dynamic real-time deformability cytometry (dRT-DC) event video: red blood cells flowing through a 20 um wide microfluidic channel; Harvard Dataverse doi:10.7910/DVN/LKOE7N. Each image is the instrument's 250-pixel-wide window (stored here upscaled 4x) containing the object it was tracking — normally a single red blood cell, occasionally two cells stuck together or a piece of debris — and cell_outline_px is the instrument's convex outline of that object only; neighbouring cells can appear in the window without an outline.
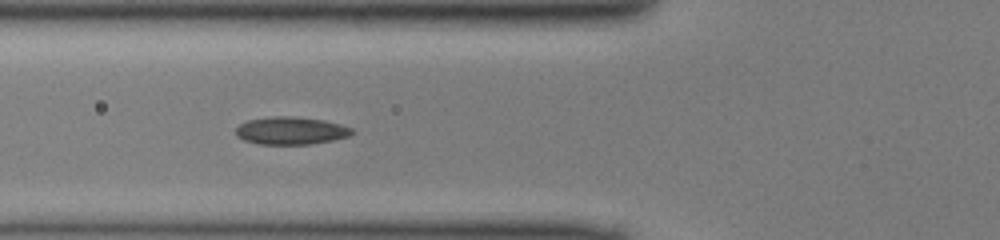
{"species": "common noctule bat (a hibernating species)", "species_latin": "Nyctalus noctula", "temperature_condition": "cold", "stored_images_in_passage": 30, "camera_frame_rate_fps": 3000, "um_per_image_px": 0.085, "animal": {"sex": "male", "body_mass_g": 13.0, "forearm_length_mm": 53.1}, "frame": {"image": 1, "passage_image": 6, "time_ms": 1.667, "image_size_px": [1000, 240], "cell_outline_px": [[352, 132], [348, 136], [332, 140], [308, 144], [260, 144], [244, 140], [236, 132], [236, 128], [240, 124], [248, 120], [276, 116], [284, 116], [320, 120], [352, 128]], "centroid_in_image_um": [24.68, 11.12], "position_along_channel_um": 101.1, "area_um2": 18.03}}
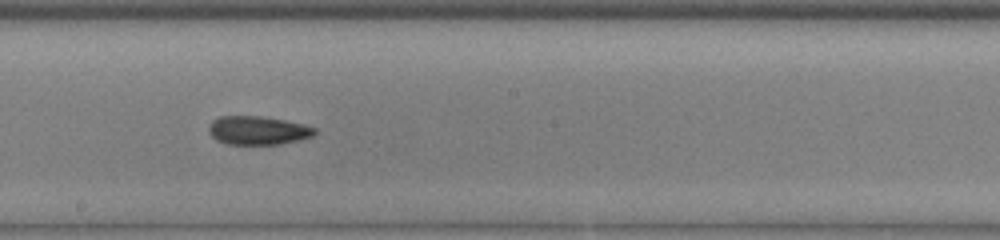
{"frame": {"image": 2, "passage_image": 15, "time_ms": 4.667, "image_size_px": [1000, 240], "cell_outline_px": [[316, 132], [312, 136], [296, 140], [276, 144], [228, 144], [216, 140], [212, 136], [208, 128], [212, 120], [220, 116], [260, 116], [284, 120], [316, 128]], "centroid_in_image_um": [21.87, 11.08], "position_along_channel_um": 226.3, "area_um2": 17.34}}
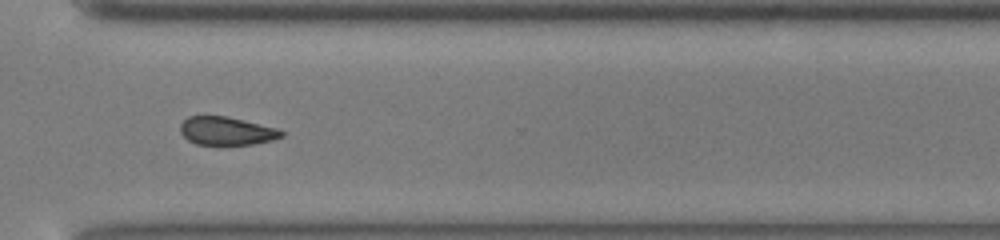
{"frame": {"image": 3, "passage_image": 24, "time_ms": 7.667, "image_size_px": [1000, 240], "cell_outline_px": [[284, 136], [272, 140], [252, 144], [196, 144], [188, 140], [180, 132], [180, 124], [188, 116], [224, 116], [276, 128], [284, 132]], "centroid_in_image_um": [19.23, 11.13], "position_along_channel_um": 351.4, "area_um2": 16.36}}